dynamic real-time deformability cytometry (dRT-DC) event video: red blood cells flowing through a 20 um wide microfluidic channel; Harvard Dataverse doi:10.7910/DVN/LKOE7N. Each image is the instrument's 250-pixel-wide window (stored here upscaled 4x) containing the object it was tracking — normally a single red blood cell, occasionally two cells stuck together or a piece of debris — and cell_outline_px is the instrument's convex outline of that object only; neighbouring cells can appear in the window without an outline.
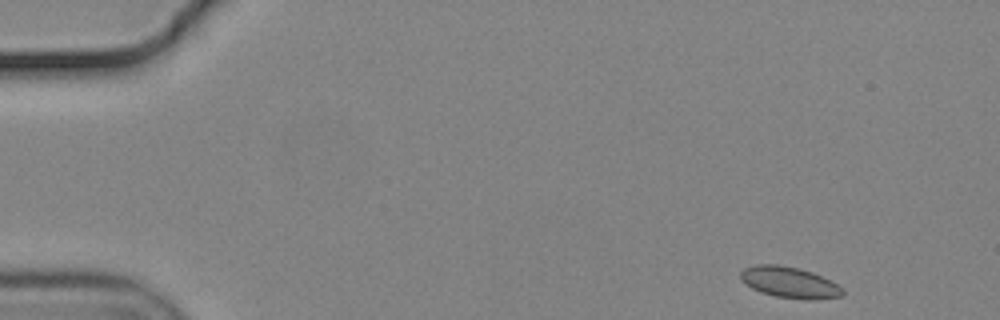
{"species": "common noctule bat (a hibernating species)", "species_latin": "Nyctalus noctula", "temperature_condition": "cold", "stored_images_in_passage": 48, "camera_frame_rate_fps": 3000, "um_per_image_px": 0.085, "animal": {"sex": "male", "body_mass_g": 19.2, "forearm_length_mm": 51.8}, "frame": {"image": 1, "passage_image": 1, "time_ms": 0.0, "image_size_px": [1000, 320], "cell_outline_px": [[844, 292], [840, 296], [812, 300], [804, 300], [776, 296], [760, 292], [744, 284], [740, 280], [740, 272], [744, 268], [756, 264], [780, 264], [800, 268], [812, 272], [844, 288]], "centroid_in_image_um": [67.06, 23.99], "position_along_channel_um": 17.9, "area_um2": 18.61}}
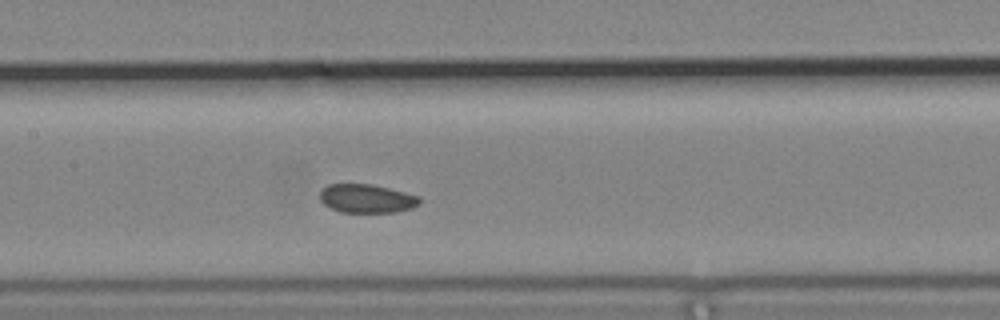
{"frame": {"image": 2, "passage_image": 23, "time_ms": 7.333, "image_size_px": [1000, 320], "cell_outline_px": [[420, 204], [412, 208], [396, 212], [340, 212], [324, 204], [320, 200], [320, 192], [328, 184], [372, 184], [420, 196]], "centroid_in_image_um": [31.19, 16.88], "position_along_channel_um": 176.2, "area_um2": 16.59}}
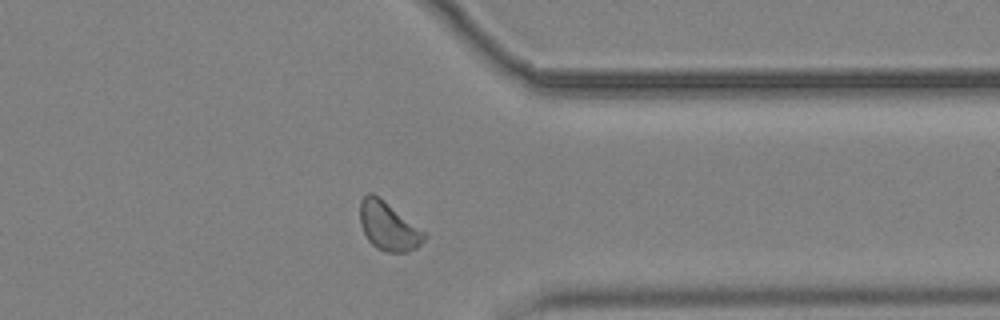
{"frame": {"image": 3, "passage_image": 40, "time_ms": 13.0, "image_size_px": [1000, 320], "cell_outline_px": [[428, 236], [416, 248], [408, 252], [388, 252], [376, 248], [368, 240], [360, 224], [360, 200], [368, 192], [372, 192], [384, 200], [428, 232]], "centroid_in_image_um": [33.05, 19.22], "position_along_channel_um": 378.4, "area_um2": 18.5}, "authors_computed_cell_mechanics": {"area_um2": 17.7446, "velocity_mm_per_s": 3.6683, "shape_relaxation_time_tau1_ms": null, "shape_relaxation_time_tau2_ms": 3.2874, "deformation_change_tau1": null, "deformation_change_tau2": 0.0619}}